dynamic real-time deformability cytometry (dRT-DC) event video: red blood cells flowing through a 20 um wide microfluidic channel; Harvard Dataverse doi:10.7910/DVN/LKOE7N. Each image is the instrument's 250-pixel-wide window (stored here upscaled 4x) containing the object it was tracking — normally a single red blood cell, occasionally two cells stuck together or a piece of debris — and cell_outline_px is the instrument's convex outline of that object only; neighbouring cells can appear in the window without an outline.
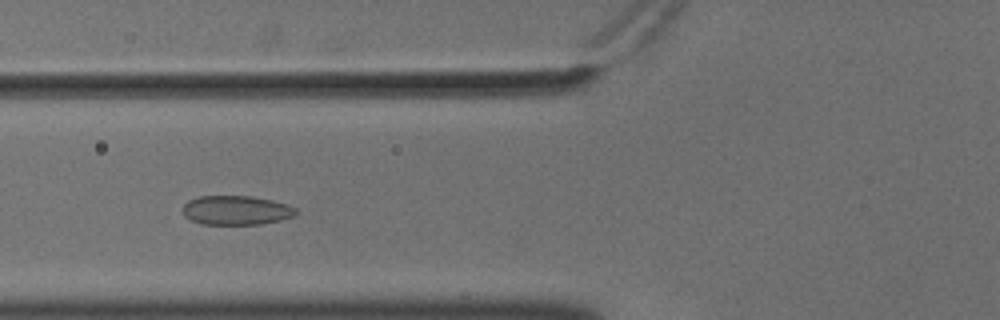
{"species": "common noctule bat (a hibernating species)", "species_latin": "Nyctalus noctula", "temperature_condition": "cold", "stored_images_in_passage": 55, "camera_frame_rate_fps": 3000, "um_per_image_px": 0.085, "animal": {"sex": "male", "body_mass_g": 18.8}, "frame": {"image": 1, "passage_image": 21, "time_ms": 6.667, "image_size_px": [1000, 320], "cell_outline_px": [[300, 212], [296, 216], [280, 220], [260, 224], [200, 224], [184, 216], [184, 204], [188, 200], [200, 196], [252, 196], [272, 200], [288, 204], [296, 208]], "centroid_in_image_um": [20.13, 17.87], "position_along_channel_um": 105.7, "area_um2": 19.42}}
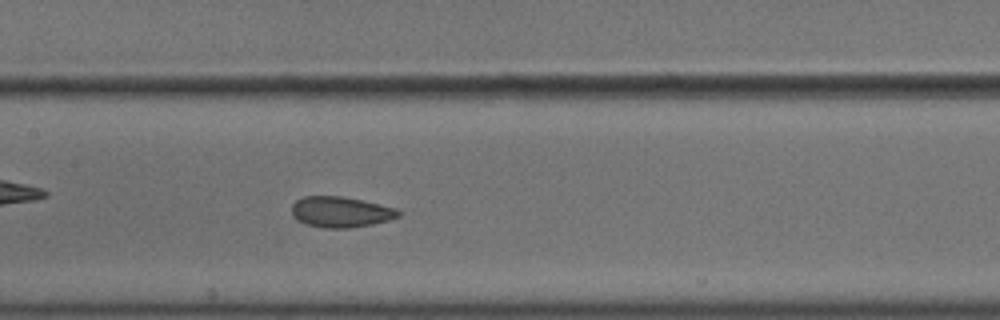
{"frame": {"image": 2, "passage_image": 27, "time_ms": 8.667, "image_size_px": [1000, 320], "cell_outline_px": [[400, 216], [388, 220], [372, 224], [348, 228], [324, 228], [308, 224], [296, 220], [292, 216], [292, 204], [296, 200], [304, 196], [340, 196], [360, 200], [396, 208], [400, 212]], "centroid_in_image_um": [28.93, 18.02], "position_along_channel_um": 178.5, "area_um2": 18.96}}
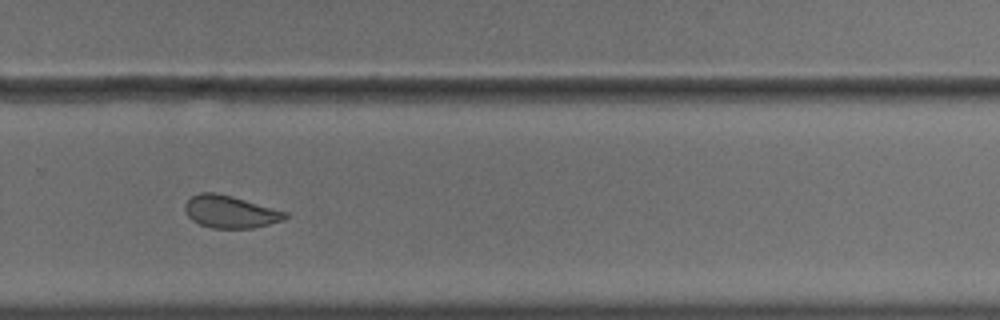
{"frame": {"image": 3, "passage_image": 38, "time_ms": 12.333, "image_size_px": [1000, 320], "cell_outline_px": [[288, 216], [284, 220], [252, 228], [212, 228], [200, 224], [192, 220], [188, 216], [184, 208], [184, 204], [192, 196], [200, 192], [216, 192], [232, 196], [288, 212]], "centroid_in_image_um": [19.56, 17.99], "position_along_channel_um": 310.2, "area_um2": 18.9}, "authors_computed_cell_mechanics": {"area_um2": 20.8658, "velocity_mm_per_s": 3.6008, "shape_relaxation_time_tau1_ms": 9.3793, "shape_relaxation_time_tau2_ms": 1.4116, "deformation_change_tau1": 0.1285, "deformation_change_tau2": 0.0631}}